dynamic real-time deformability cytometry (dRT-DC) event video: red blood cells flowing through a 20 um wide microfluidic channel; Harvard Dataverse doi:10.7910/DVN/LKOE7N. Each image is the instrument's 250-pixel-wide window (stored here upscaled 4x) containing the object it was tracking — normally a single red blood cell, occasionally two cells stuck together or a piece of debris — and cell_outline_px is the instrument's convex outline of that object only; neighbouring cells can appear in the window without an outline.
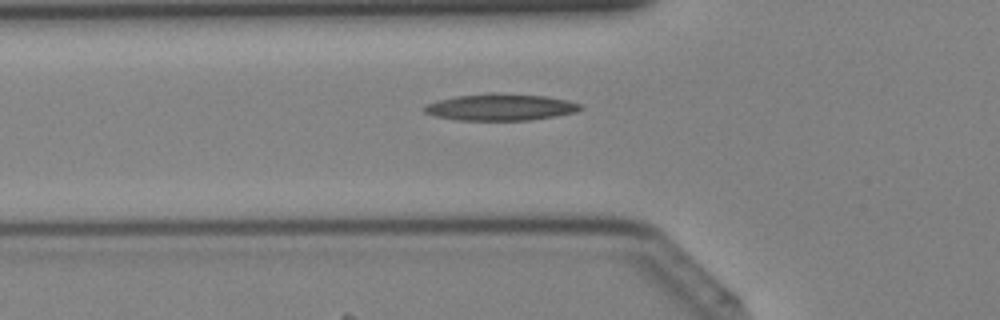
{"species": "Egyptian fruit bat (a non-hibernating species)", "species_latin": "Rousettus aegyptiacus", "temperature_condition": "cold", "stored_images_in_passage": 29, "camera_frame_rate_fps": 3000, "um_per_image_px": 0.085, "animal": {"sex": "female"}, "frame": {"image": 1, "passage_image": 4, "time_ms": 1.0, "image_size_px": [1000, 320], "cell_outline_px": [[580, 108], [576, 112], [556, 116], [532, 120], [456, 120], [432, 116], [424, 112], [420, 108], [424, 104], [436, 100], [456, 96], [544, 96], [568, 100], [580, 104]], "centroid_in_image_um": [42.45, 9.16], "position_along_channel_um": 83.3, "area_um2": 23.29}}
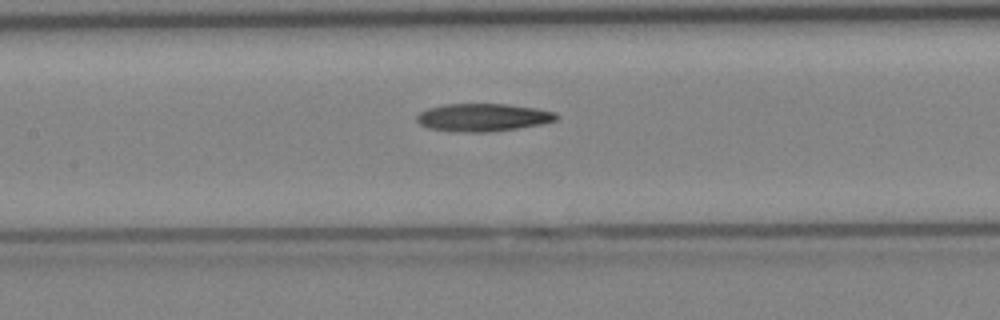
{"frame": {"image": 2, "passage_image": 9, "time_ms": 2.667, "image_size_px": [1000, 320], "cell_outline_px": [[560, 116], [556, 120], [540, 124], [516, 128], [488, 132], [456, 132], [428, 128], [420, 124], [416, 120], [416, 116], [420, 112], [428, 108], [444, 104], [508, 104], [536, 108], [556, 112]], "centroid_in_image_um": [41.04, 9.98], "position_along_channel_um": 166.4, "area_um2": 22.66}}
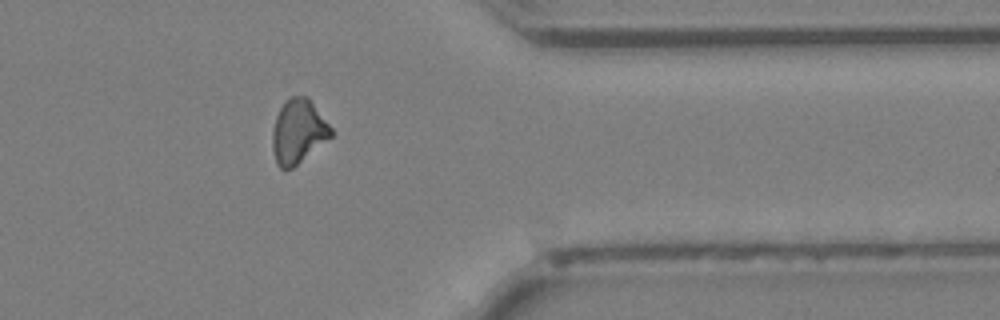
{"frame": {"image": 3, "passage_image": 23, "time_ms": 7.333, "image_size_px": [1000, 320], "cell_outline_px": [[332, 136], [292, 168], [280, 168], [276, 164], [272, 148], [272, 128], [276, 116], [284, 100], [288, 96], [308, 96], [332, 128]], "centroid_in_image_um": [25.33, 11.14], "position_along_channel_um": 386.1, "area_um2": 21.91}}